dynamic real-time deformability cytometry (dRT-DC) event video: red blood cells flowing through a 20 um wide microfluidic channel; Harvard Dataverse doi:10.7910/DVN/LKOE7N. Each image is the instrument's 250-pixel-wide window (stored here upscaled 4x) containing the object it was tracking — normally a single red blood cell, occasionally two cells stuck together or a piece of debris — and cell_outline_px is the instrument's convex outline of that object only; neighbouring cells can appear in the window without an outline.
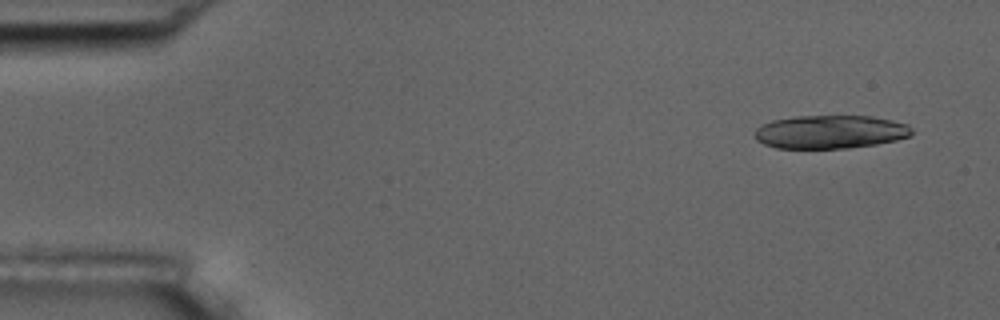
{"species": "common noctule bat (a hibernating species)", "species_latin": "Nyctalus noctula", "temperature_condition": "room temperature", "stored_images_in_passage": 5, "camera_frame_rate_fps": 3000, "um_per_image_px": 0.085, "animal": {"sex": "male", "body_mass_g": 17.5, "forearm_length_mm": 52.3}, "frame": {"image": 1, "passage_image": 1, "time_ms": 0.0, "image_size_px": [1000, 320], "cell_outline_px": [[912, 136], [896, 140], [876, 144], [848, 148], [776, 148], [764, 144], [756, 140], [756, 128], [760, 124], [772, 120], [796, 116], [872, 116], [892, 120], [908, 124], [912, 128]], "centroid_in_image_um": [70.58, 11.2], "position_along_channel_um": 14.4, "area_um2": 30.69}}